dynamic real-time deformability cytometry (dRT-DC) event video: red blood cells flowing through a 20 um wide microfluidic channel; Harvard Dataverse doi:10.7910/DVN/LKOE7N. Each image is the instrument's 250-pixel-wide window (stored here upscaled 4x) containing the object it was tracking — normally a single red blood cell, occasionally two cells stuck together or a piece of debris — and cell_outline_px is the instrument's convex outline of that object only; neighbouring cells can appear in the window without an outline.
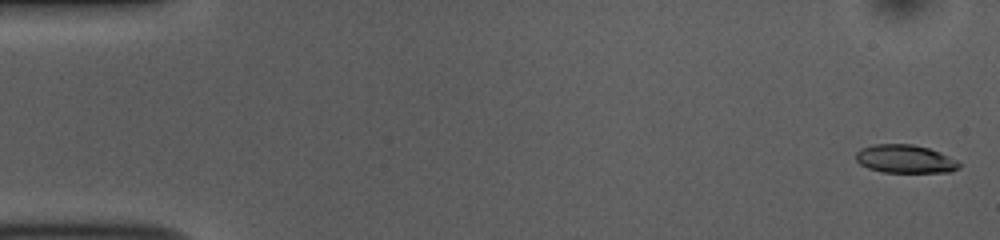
{"species": "common noctule bat (a hibernating species)", "species_latin": "Nyctalus noctula", "temperature_condition": "room temperature", "stored_images_in_passage": 52, "camera_frame_rate_fps": 3000, "um_per_image_px": 0.085, "animal": {"sex": "female", "body_mass_g": 10.0, "forearm_length_mm": 53.1}, "frame": {"image": 1, "passage_image": 1, "time_ms": 0.0, "image_size_px": [1000, 240], "cell_outline_px": [[960, 168], [952, 172], [884, 172], [868, 168], [860, 164], [856, 160], [856, 152], [860, 148], [876, 144], [912, 144], [928, 148], [960, 160]], "centroid_in_image_um": [76.97, 13.51], "position_along_channel_um": 8.0, "area_um2": 17.11}}
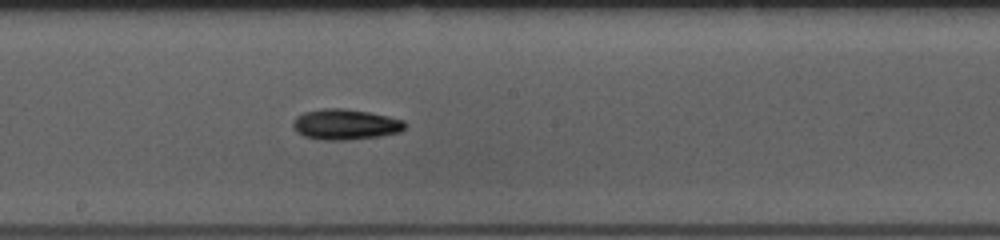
{"frame": {"image": 2, "passage_image": 28, "time_ms": 9.0, "image_size_px": [1000, 240], "cell_outline_px": [[408, 124], [400, 132], [380, 136], [348, 140], [320, 140], [304, 136], [296, 132], [292, 124], [296, 116], [304, 112], [324, 108], [344, 108], [368, 112], [388, 116], [404, 120]], "centroid_in_image_um": [29.36, 10.58], "position_along_channel_um": 218.8, "area_um2": 20.11}}
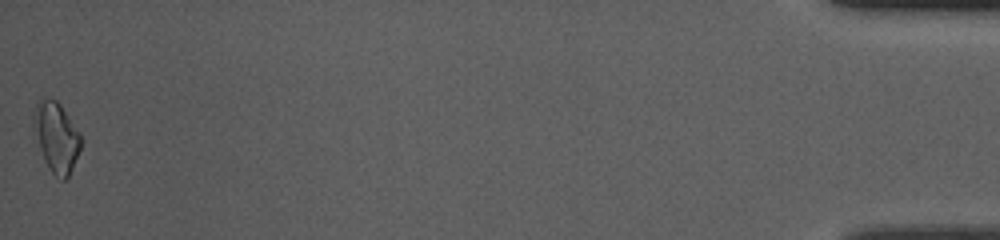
{"frame": {"image": 3, "passage_image": 52, "time_ms": 17.0, "image_size_px": [1000, 240], "cell_outline_px": [[80, 148], [68, 176], [64, 180], [60, 180], [48, 168], [44, 160], [32, 128], [32, 116], [36, 104], [40, 96], [48, 96], [56, 100], [60, 104], [80, 132]], "centroid_in_image_um": [4.74, 11.58], "position_along_channel_um": 430.5, "area_um2": 19.42}, "authors_computed_cell_mechanics": {"area_um2": 17.8313, "velocity_mm_per_s": 3.8305, "shape_relaxation_time_tau1_ms": 2.9392, "shape_relaxation_time_tau2_ms": null, "deformation_change_tau1": 0.0851, "deformation_change_tau2": null}}